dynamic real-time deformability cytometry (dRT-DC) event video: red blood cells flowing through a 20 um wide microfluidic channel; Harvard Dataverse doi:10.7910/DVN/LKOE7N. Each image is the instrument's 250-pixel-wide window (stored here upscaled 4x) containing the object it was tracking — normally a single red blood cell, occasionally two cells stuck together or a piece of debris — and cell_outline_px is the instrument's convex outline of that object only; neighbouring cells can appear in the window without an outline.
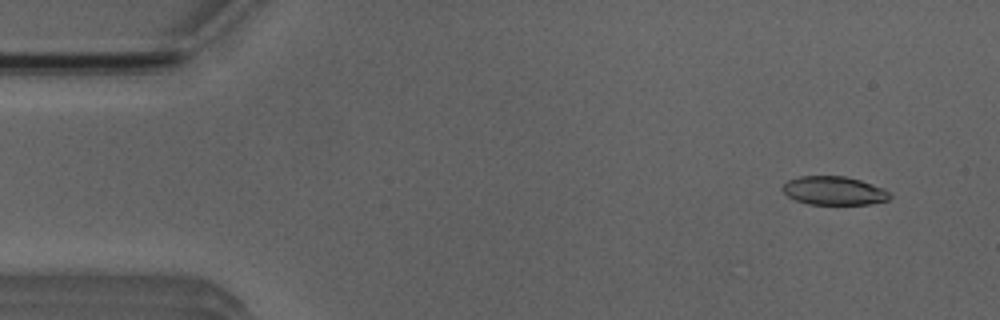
{"species": "Egyptian fruit bat (a non-hibernating species)", "species_latin": "Rousettus aegyptiacus", "temperature_condition": "room temperature", "stored_images_in_passage": 3, "camera_frame_rate_fps": 3000, "um_per_image_px": 0.085, "animal": {"sex": "male"}, "frame": {"image": 1, "passage_image": 1, "time_ms": 0.0, "image_size_px": [1000, 320], "cell_outline_px": [[892, 196], [888, 200], [872, 204], [808, 204], [796, 200], [788, 196], [780, 188], [788, 180], [800, 176], [844, 176], [860, 180], [884, 188]], "centroid_in_image_um": [70.89, 16.21], "position_along_channel_um": 14.1, "area_um2": 17.86}}